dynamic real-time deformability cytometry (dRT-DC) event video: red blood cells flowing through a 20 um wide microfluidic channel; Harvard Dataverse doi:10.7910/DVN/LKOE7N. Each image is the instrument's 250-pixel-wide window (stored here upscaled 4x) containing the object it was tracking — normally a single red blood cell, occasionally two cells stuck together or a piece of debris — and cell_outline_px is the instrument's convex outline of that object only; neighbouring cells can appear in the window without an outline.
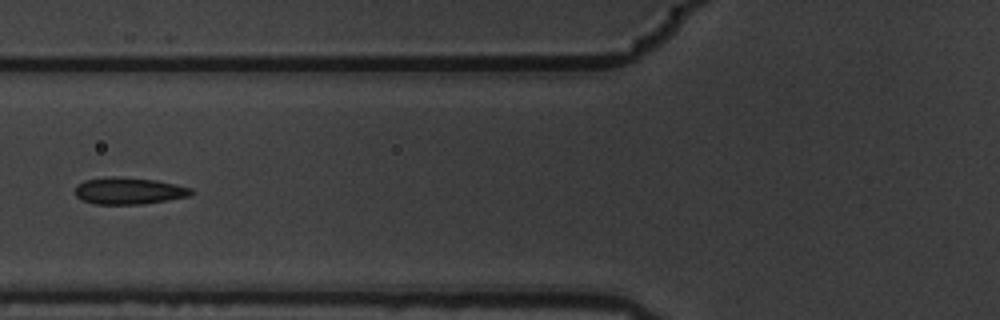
{"species": "common noctule bat (a hibernating species)", "species_latin": "Nyctalus noctula", "temperature_condition": "warm", "stored_images_in_passage": 16, "segment_of_instrument_passage": [1, 2], "camera_frame_rate_fps": 3000, "um_per_image_px": 0.085, "animal": {"sex": "male", "body_mass_g": 19.5, "forearm_length_mm": 54.6}, "frame": {"image": 1, "passage_image": 6, "time_ms": 1.667, "image_size_px": [1000, 320], "cell_outline_px": [[192, 192], [188, 196], [144, 204], [92, 204], [76, 196], [76, 184], [84, 180], [112, 176], [116, 176], [156, 180], [192, 188]], "centroid_in_image_um": [10.91, 16.22], "position_along_channel_um": 114.9, "area_um2": 18.03}}
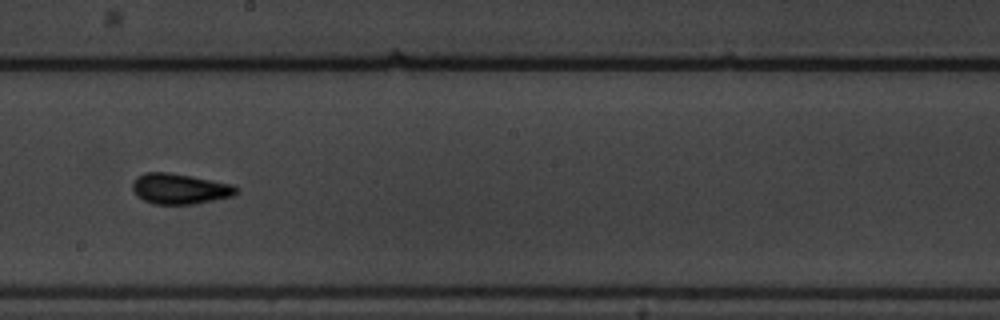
{"frame": {"image": 2, "passage_image": 9, "time_ms": 2.667, "image_size_px": [1000, 320], "cell_outline_px": [[240, 188], [232, 196], [196, 204], [152, 204], [136, 196], [132, 188], [132, 180], [136, 176], [144, 172], [168, 172], [232, 184]], "centroid_in_image_um": [15.23, 16.05], "position_along_channel_um": 233.0, "area_um2": 18.55}}
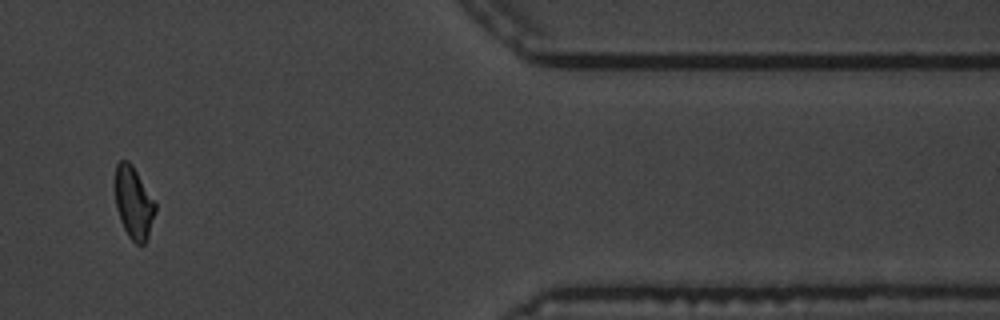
{"frame": {"image": 3, "passage_image": 13, "time_ms": 4.0, "image_size_px": [1000, 320], "cell_outline_px": [[156, 212], [148, 236], [144, 244], [136, 244], [128, 236], [120, 220], [116, 208], [116, 164], [120, 160], [128, 160], [132, 164], [156, 204]], "centroid_in_image_um": [11.37, 17.24], "position_along_channel_um": 400.0, "area_um2": 16.7}}